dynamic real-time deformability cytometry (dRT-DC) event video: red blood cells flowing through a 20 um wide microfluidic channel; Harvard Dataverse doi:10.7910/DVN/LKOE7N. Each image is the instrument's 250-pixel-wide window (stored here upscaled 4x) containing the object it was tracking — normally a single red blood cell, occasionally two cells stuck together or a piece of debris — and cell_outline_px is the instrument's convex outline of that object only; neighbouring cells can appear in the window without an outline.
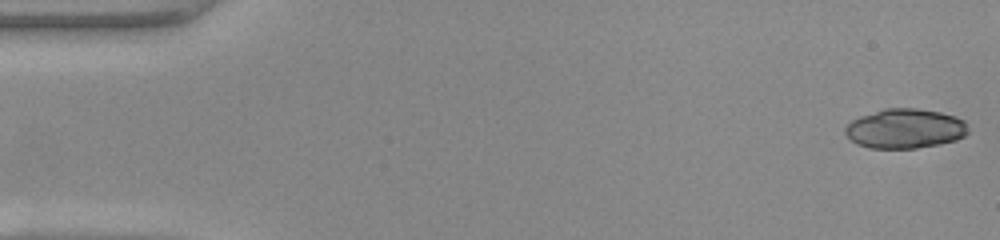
{"species": "common noctule bat (a hibernating species)", "species_latin": "Nyctalus noctula", "temperature_condition": "warm", "stored_images_in_passage": 48, "camera_frame_rate_fps": 3000, "um_per_image_px": 0.085, "animal": {"sex": "female", "body_mass_g": 22.0, "forearm_length_mm": 56.7}, "frame": {"image": 1, "passage_image": 1, "time_ms": 0.0, "image_size_px": [1000, 240], "cell_outline_px": [[968, 132], [964, 136], [956, 140], [940, 144], [916, 148], [868, 148], [856, 144], [844, 132], [844, 128], [852, 120], [860, 116], [884, 108], [916, 108], [940, 112], [956, 116], [964, 120]], "centroid_in_image_um": [76.92, 10.93], "position_along_channel_um": 8.1, "area_um2": 28.44}}
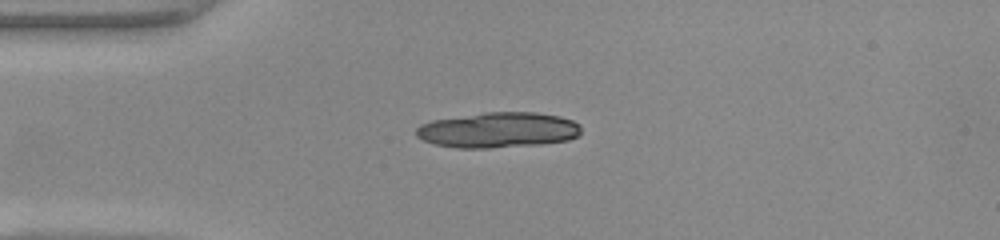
{"frame": {"image": 2, "passage_image": 12, "time_ms": 3.667, "image_size_px": [1000, 240], "cell_outline_px": [[580, 132], [576, 136], [568, 140], [540, 144], [488, 148], [456, 148], [436, 144], [424, 140], [416, 136], [416, 128], [420, 124], [432, 120], [484, 112], [536, 112], [560, 116], [572, 120], [580, 124]], "centroid_in_image_um": [42.33, 11.04], "position_along_channel_um": 42.7, "area_um2": 34.1}}
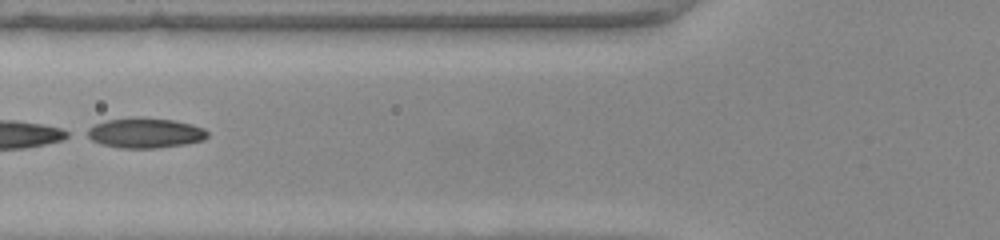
{"frame": {"image": 3, "passage_image": 19, "time_ms": 6.0, "image_size_px": [1000, 240], "cell_outline_px": [[208, 136], [204, 140], [184, 144], [156, 148], [120, 148], [100, 144], [84, 136], [80, 132], [96, 124], [108, 120], [136, 116], [144, 116], [172, 120], [192, 124], [204, 128], [208, 132]], "centroid_in_image_um": [12.27, 11.29], "position_along_channel_um": 113.5, "area_um2": 21.56}, "authors_computed_cell_mechanics": {"area_um2": 28.8133, "velocity_mm_per_s": 4.1673, "shape_relaxation_time_tau1_ms": 1.341, "shape_relaxation_time_tau2_ms": 1.3216, "deformation_change_tau1": 0.3003, "deformation_change_tau2": 0.0506}}